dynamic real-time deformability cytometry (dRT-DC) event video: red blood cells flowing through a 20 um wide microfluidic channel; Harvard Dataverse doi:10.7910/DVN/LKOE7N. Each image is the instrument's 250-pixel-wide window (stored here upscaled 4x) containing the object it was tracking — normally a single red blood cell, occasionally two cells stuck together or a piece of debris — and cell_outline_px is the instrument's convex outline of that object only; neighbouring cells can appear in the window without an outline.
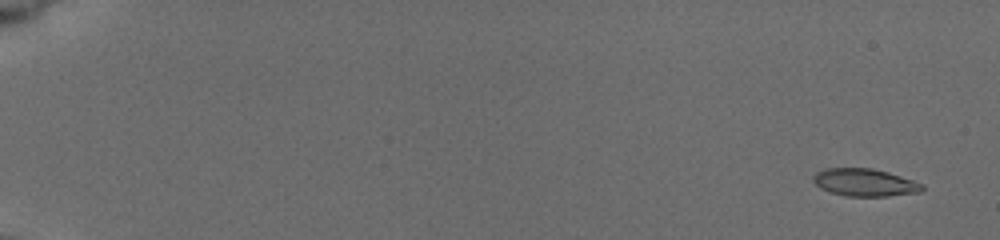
{"species": "common noctule bat (a hibernating species)", "species_latin": "Nyctalus noctula", "temperature_condition": "cold", "stored_images_in_passage": 25, "camera_frame_rate_fps": 3000, "um_per_image_px": 0.085, "animal": {"sex": "female", "body_mass_g": 19.5, "forearm_length_mm": 54.1}, "frame": {"image": 1, "passage_image": 1, "time_ms": 0.0, "image_size_px": [1000, 240], "cell_outline_px": [[924, 188], [920, 192], [888, 196], [848, 196], [832, 192], [820, 188], [812, 180], [812, 176], [816, 172], [824, 168], [872, 168], [888, 172], [924, 184]], "centroid_in_image_um": [73.49, 15.5], "position_along_channel_um": 11.5, "area_um2": 17.46}}
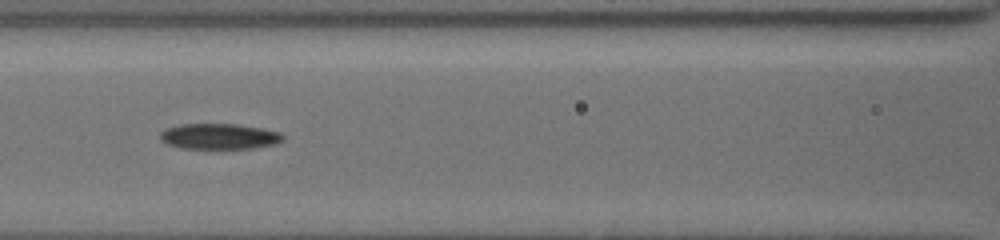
{"frame": {"image": 2, "passage_image": 15, "time_ms": 8.333, "image_size_px": [1000, 240], "cell_outline_px": [[284, 140], [276, 144], [252, 148], [180, 148], [168, 144], [160, 140], [160, 132], [168, 128], [180, 124], [240, 124], [264, 128], [280, 132], [284, 136]], "centroid_in_image_um": [18.67, 11.58], "position_along_channel_um": 147.9, "area_um2": 18.44}}
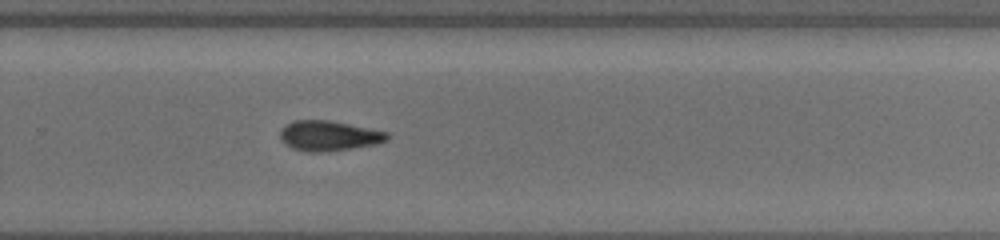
{"frame": {"image": 3, "passage_image": 25, "time_ms": 12.333, "image_size_px": [1000, 240], "cell_outline_px": [[388, 140], [376, 144], [320, 152], [308, 152], [292, 148], [284, 144], [280, 140], [280, 132], [292, 120], [328, 120], [388, 132]], "centroid_in_image_um": [27.92, 11.54], "position_along_channel_um": 301.9, "area_um2": 18.5}}